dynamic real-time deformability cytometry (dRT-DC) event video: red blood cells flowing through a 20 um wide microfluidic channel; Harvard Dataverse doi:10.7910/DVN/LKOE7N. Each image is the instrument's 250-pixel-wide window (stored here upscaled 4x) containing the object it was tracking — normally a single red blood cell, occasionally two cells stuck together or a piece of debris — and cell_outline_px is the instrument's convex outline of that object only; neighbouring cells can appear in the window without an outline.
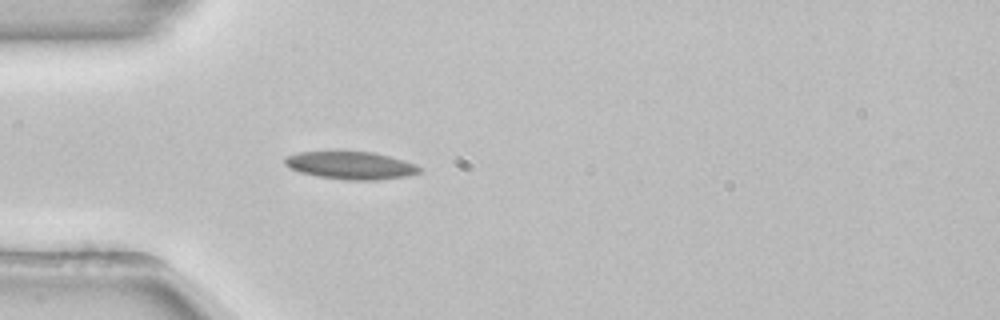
{"species": "common noctule bat (a hibernating species)", "species_latin": "Nyctalus noctula", "temperature_condition": "room temperature", "stored_images_in_passage": 38, "camera_frame_rate_fps": 3000, "um_per_image_px": 0.085, "animal": {"sex": "female", "body_mass_g": 22.7, "forearm_length_mm": 54.2}, "frame": {"image": 1, "passage_image": 1, "time_ms": 0.0, "image_size_px": [1000, 320], "cell_outline_px": [[420, 172], [408, 176], [376, 180], [344, 180], [316, 176], [300, 172], [288, 168], [284, 164], [284, 160], [288, 156], [300, 152], [372, 152], [388, 156], [416, 164], [420, 168]], "centroid_in_image_um": [29.8, 14.07], "position_along_channel_um": 55.2, "area_um2": 21.56}}
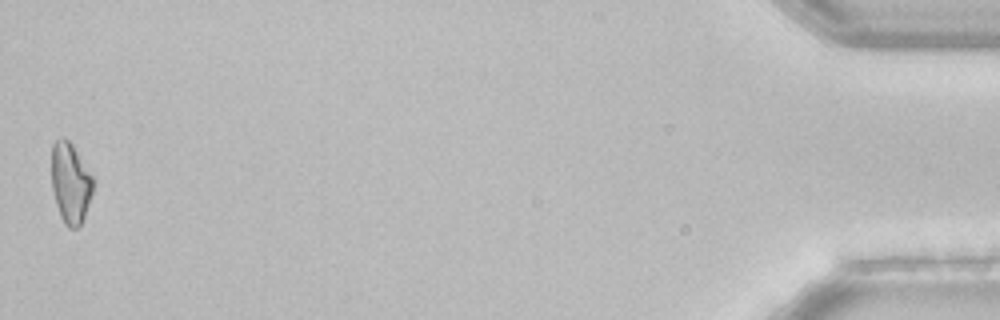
{"frame": {"image": 2, "passage_image": 38, "time_ms": 12.333, "image_size_px": [1000, 320], "cell_outline_px": [[96, 180], [80, 228], [68, 228], [64, 224], [60, 216], [56, 204], [52, 188], [52, 144], [60, 136], [64, 136], [72, 144]], "centroid_in_image_um": [6.0, 15.55], "position_along_channel_um": 429.2, "area_um2": 19.77}}